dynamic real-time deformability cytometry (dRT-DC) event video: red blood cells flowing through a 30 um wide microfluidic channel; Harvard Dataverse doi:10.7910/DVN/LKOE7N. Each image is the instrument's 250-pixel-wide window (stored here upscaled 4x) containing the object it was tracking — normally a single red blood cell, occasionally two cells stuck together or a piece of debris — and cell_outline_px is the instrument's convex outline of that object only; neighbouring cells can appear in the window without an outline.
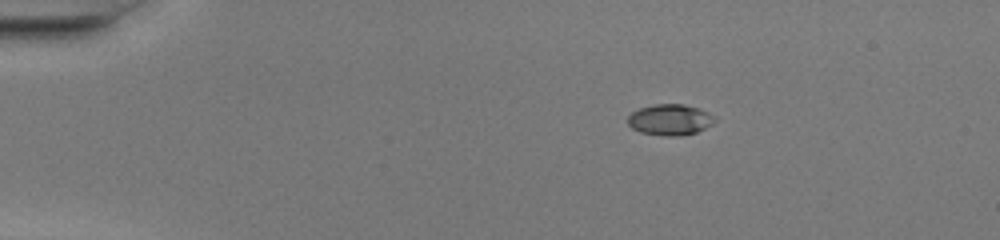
{"species": "common noctule bat (a hibernating species)", "species_latin": "Nyctalus noctula", "temperature_condition": "warm", "stored_images_in_passage": 41, "camera_frame_rate_fps": 3000, "um_per_image_px": 0.085, "animal": {"sex": "female", "body_mass_g": 20.0, "forearm_length_mm": 54.0}, "frame": {"image": 1, "passage_image": 1, "time_ms": 0.0, "image_size_px": [1000, 240], "cell_outline_px": [[716, 120], [712, 124], [696, 132], [680, 136], [664, 136], [640, 132], [632, 128], [628, 124], [628, 116], [632, 112], [640, 108], [652, 104], [684, 104], [708, 112], [716, 116]], "centroid_in_image_um": [56.95, 10.17], "position_along_channel_um": 28.1, "area_um2": 15.72}}
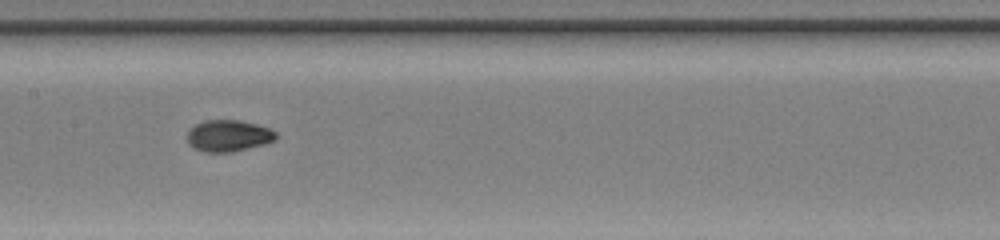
{"frame": {"image": 2, "passage_image": 18, "time_ms": 5.667, "image_size_px": [1000, 240], "cell_outline_px": [[276, 140], [264, 144], [232, 152], [204, 152], [192, 148], [188, 144], [188, 128], [204, 120], [240, 120], [256, 124], [268, 128], [276, 132]], "centroid_in_image_um": [19.38, 11.54], "position_along_channel_um": 188.0, "area_um2": 16.42}}
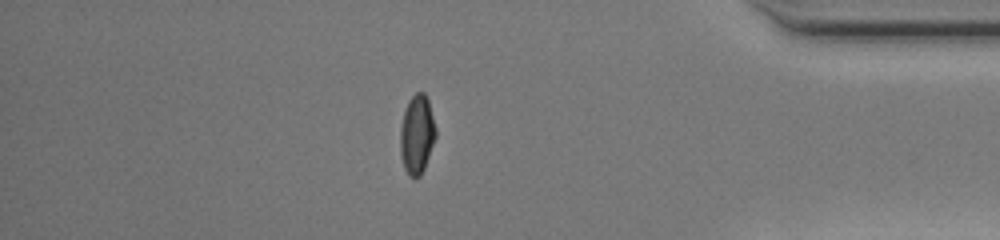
{"frame": {"image": 3, "passage_image": 35, "time_ms": 11.333, "image_size_px": [1000, 240], "cell_outline_px": [[436, 136], [424, 168], [420, 176], [408, 176], [404, 168], [400, 156], [400, 128], [404, 112], [408, 100], [416, 92], [424, 92], [428, 100], [436, 128]], "centroid_in_image_um": [35.42, 11.42], "position_along_channel_um": 399.8, "area_um2": 16.3}, "authors_computed_cell_mechanics": {"area_um2": 16.0684, "velocity_mm_per_s": 4.2564, "shape_relaxation_time_tau1_ms": 3.3399, "shape_relaxation_time_tau2_ms": null, "deformation_change_tau1": 0.1957, "deformation_change_tau2": null}}